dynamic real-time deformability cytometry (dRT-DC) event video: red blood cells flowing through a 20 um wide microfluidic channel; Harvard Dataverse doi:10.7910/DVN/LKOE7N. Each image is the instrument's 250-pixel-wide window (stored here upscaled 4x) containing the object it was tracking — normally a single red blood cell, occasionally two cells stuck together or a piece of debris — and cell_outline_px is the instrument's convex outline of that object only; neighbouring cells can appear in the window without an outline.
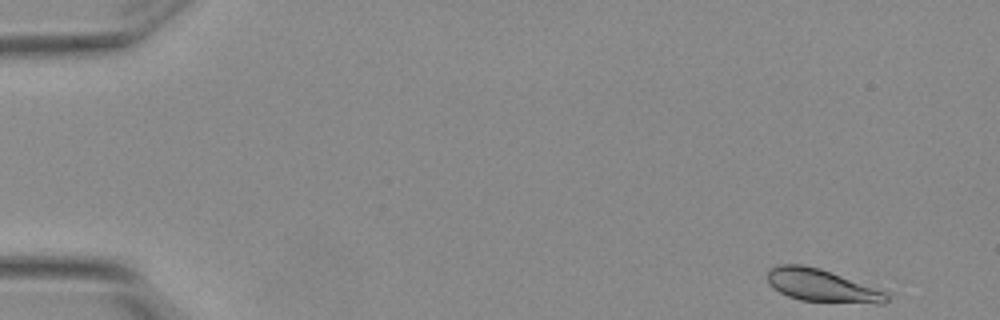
{"species": "Egyptian fruit bat (a non-hibernating species)", "species_latin": "Rousettus aegyptiacus", "temperature_condition": "warm", "stored_images_in_passage": 4, "camera_frame_rate_fps": 3000, "um_per_image_px": 0.085, "animal": {"sex": "female"}, "frame": {"image": 1, "passage_image": 1, "time_ms": 0.0, "image_size_px": [1000, 320], "cell_outline_px": [[888, 300], [884, 304], [876, 304], [800, 300], [788, 296], [772, 288], [768, 284], [768, 272], [772, 268], [780, 264], [800, 264], [820, 268], [884, 292], [888, 296]], "centroid_in_image_um": [69.8, 24.28], "position_along_channel_um": 15.2, "area_um2": 22.25}}
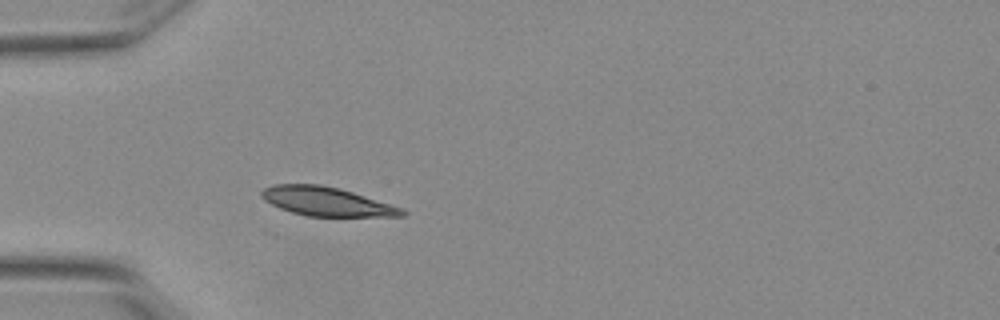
{"frame": {"image": 2, "passage_image": 4, "time_ms": 1.0, "image_size_px": [1000, 320], "cell_outline_px": [[408, 212], [404, 216], [304, 216], [280, 208], [264, 200], [260, 196], [260, 192], [264, 188], [272, 184], [320, 184], [352, 192], [400, 208]], "centroid_in_image_um": [27.68, 17.12], "position_along_channel_um": 57.3, "area_um2": 23.29}}